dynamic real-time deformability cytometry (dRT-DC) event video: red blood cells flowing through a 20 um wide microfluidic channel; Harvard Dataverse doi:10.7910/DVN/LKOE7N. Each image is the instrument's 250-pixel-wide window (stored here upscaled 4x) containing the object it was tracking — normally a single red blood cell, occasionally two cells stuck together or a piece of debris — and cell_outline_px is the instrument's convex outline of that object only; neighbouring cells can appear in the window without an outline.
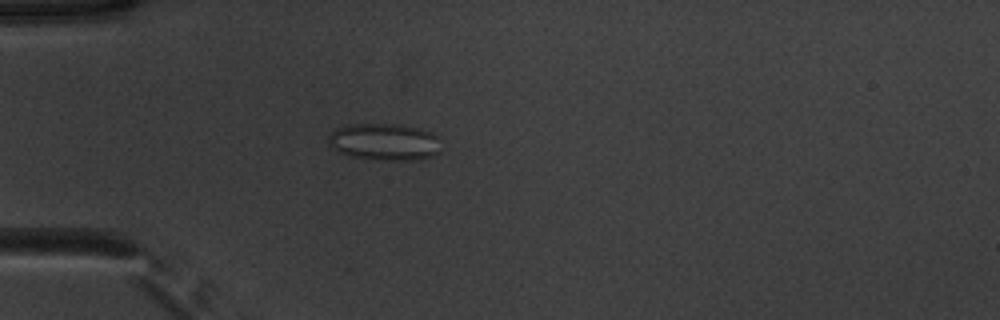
{"species": "common noctule bat (a hibernating species)", "species_latin": "Nyctalus noctula", "temperature_condition": "warm", "stored_images_in_passage": 52, "camera_frame_rate_fps": 3000, "um_per_image_px": 0.085, "animal": {"sex": "male", "body_mass_g": 20.1, "forearm_length_mm": 53.5}, "frame": {"image": 1, "passage_image": 16, "time_ms": 5.0, "image_size_px": [1000, 320], "cell_outline_px": [[440, 152], [432, 156], [420, 160], [384, 160], [348, 156], [336, 152], [328, 144], [328, 136], [336, 128], [348, 124], [396, 124], [420, 128], [432, 132], [440, 136]], "centroid_in_image_um": [32.69, 12.06], "position_along_channel_um": 52.3, "area_um2": 24.8}}
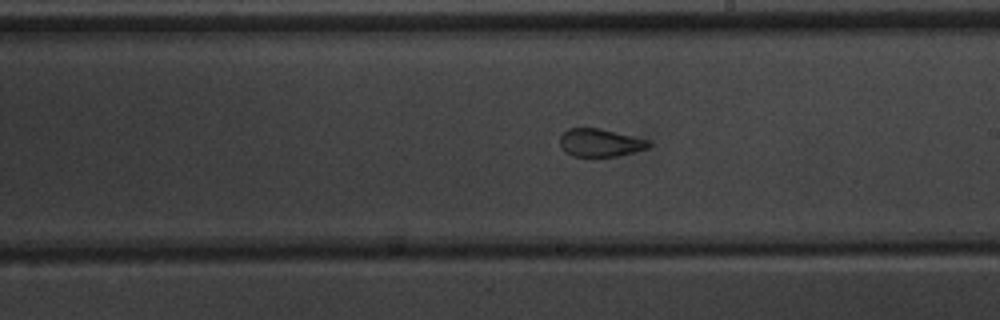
{"frame": {"image": 2, "passage_image": 31, "time_ms": 10.0, "image_size_px": [1000, 320], "cell_outline_px": [[652, 144], [648, 148], [616, 156], [572, 156], [564, 152], [560, 148], [560, 136], [568, 128], [600, 128], [648, 140]], "centroid_in_image_um": [50.97, 12.13], "position_along_channel_um": 238.0, "area_um2": 14.39}}
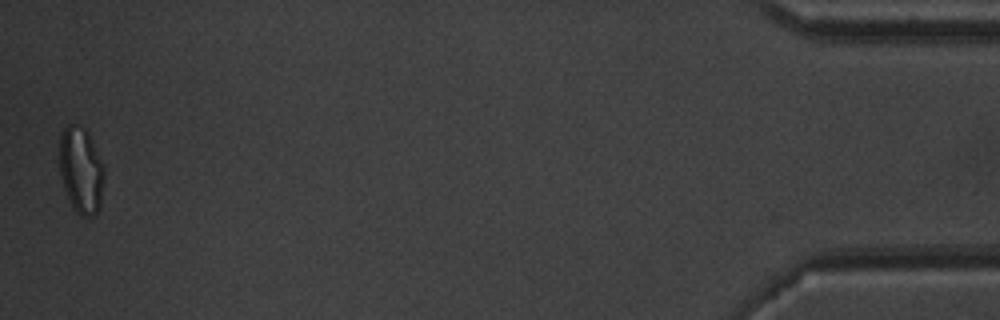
{"frame": {"image": 3, "passage_image": 52, "time_ms": 17.0, "image_size_px": [1000, 320], "cell_outline_px": [[104, 176], [100, 208], [92, 216], [80, 216], [72, 208], [64, 188], [60, 172], [60, 136], [64, 128], [68, 124], [72, 124], [84, 128], [88, 132], [104, 164]], "centroid_in_image_um": [6.9, 14.48], "position_along_channel_um": 428.3, "area_um2": 22.6}, "authors_computed_cell_mechanics": {"area_um2": 18.9584, "velocity_mm_per_s": 3.9439, "shape_relaxation_time_tau1_ms": null, "shape_relaxation_time_tau2_ms": 1.1337, "deformation_change_tau1": null, "deformation_change_tau2": 0.0848}}